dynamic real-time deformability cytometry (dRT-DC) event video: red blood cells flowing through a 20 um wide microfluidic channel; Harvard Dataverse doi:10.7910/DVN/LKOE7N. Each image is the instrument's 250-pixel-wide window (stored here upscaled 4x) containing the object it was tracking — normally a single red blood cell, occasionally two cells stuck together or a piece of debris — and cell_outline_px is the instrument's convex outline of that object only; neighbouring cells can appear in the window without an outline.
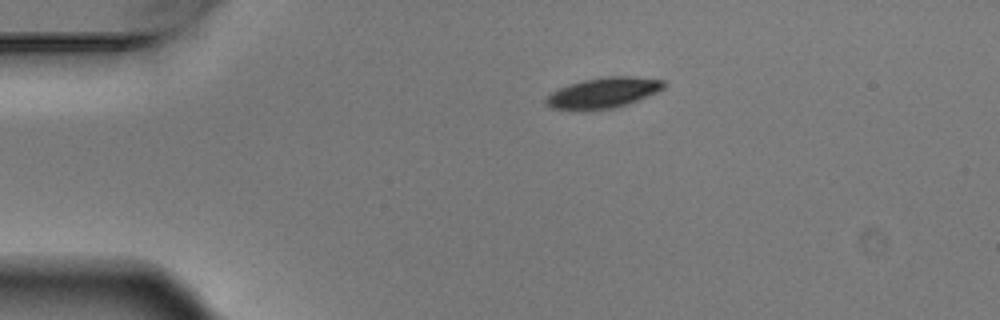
{"species": "Egyptian fruit bat (a non-hibernating species)", "species_latin": "Rousettus aegyptiacus", "temperature_condition": "warm", "stored_images_in_passage": 2, "camera_frame_rate_fps": 3000, "um_per_image_px": 0.085, "animal": {"sex": "male"}, "frame": {"image": 1, "passage_image": 1, "time_ms": 0.0, "image_size_px": [1000, 320], "cell_outline_px": [[668, 84], [664, 88], [656, 92], [628, 104], [612, 108], [552, 108], [544, 104], [544, 100], [552, 92], [568, 84], [584, 80], [604, 76], [632, 76], [664, 80]], "centroid_in_image_um": [51.33, 7.84], "position_along_channel_um": 33.7, "area_um2": 20.46}}